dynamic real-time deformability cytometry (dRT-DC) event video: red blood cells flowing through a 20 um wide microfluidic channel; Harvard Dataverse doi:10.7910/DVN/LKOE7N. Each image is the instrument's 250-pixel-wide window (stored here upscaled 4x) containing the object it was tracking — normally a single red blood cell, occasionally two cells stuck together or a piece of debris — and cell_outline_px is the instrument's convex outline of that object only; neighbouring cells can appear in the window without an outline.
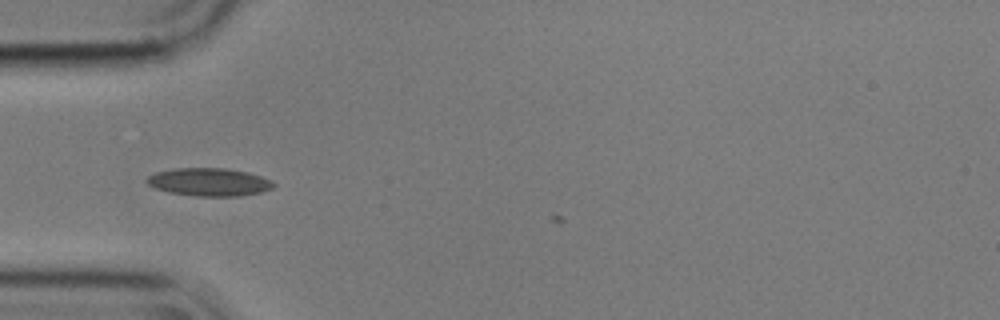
{"species": "common noctule bat (a hibernating species)", "species_latin": "Nyctalus noctula", "temperature_condition": "cold", "stored_images_in_passage": 2, "camera_frame_rate_fps": 3000, "um_per_image_px": 0.085, "animal": {"sex": "male", "body_mass_g": 17.9}, "frame": {"image": 1, "passage_image": 1, "time_ms": 0.0, "image_size_px": [1000, 320], "cell_outline_px": [[276, 184], [272, 188], [260, 192], [240, 196], [192, 196], [168, 192], [156, 188], [148, 184], [144, 180], [148, 176], [156, 172], [176, 168], [224, 168], [248, 172], [272, 180]], "centroid_in_image_um": [17.77, 15.47], "position_along_channel_um": 67.2, "area_um2": 20.69}}